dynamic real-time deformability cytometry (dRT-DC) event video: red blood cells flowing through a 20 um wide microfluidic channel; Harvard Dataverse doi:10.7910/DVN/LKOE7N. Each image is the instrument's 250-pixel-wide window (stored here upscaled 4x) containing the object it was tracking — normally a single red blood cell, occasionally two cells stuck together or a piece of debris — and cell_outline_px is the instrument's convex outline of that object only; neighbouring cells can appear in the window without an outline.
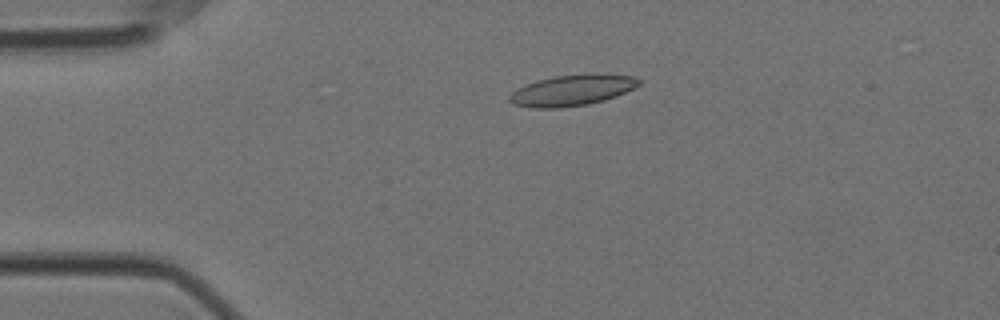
{"species": "Egyptian fruit bat (a non-hibernating species)", "species_latin": "Rousettus aegyptiacus", "temperature_condition": "cold", "stored_images_in_passage": 45, "camera_frame_rate_fps": 3000, "um_per_image_px": 0.085, "animal": {"sex": "female"}, "frame": {"image": 1, "passage_image": 6, "time_ms": 1.667, "image_size_px": [1000, 320], "cell_outline_px": [[640, 84], [616, 96], [604, 100], [588, 104], [560, 108], [532, 108], [512, 104], [508, 100], [508, 96], [516, 88], [524, 84], [556, 76], [632, 76], [640, 80]], "centroid_in_image_um": [48.5, 7.73], "position_along_channel_um": 36.5, "area_um2": 22.43}}
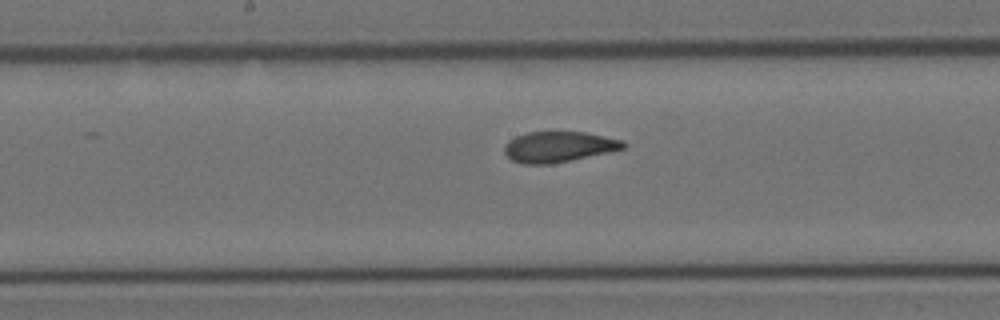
{"frame": {"image": 2, "passage_image": 23, "time_ms": 7.333, "image_size_px": [1000, 320], "cell_outline_px": [[628, 144], [624, 148], [608, 152], [552, 164], [524, 164], [512, 160], [504, 152], [504, 144], [516, 136], [528, 132], [584, 132], [624, 140]], "centroid_in_image_um": [47.49, 12.48], "position_along_channel_um": 200.7, "area_um2": 21.15}}
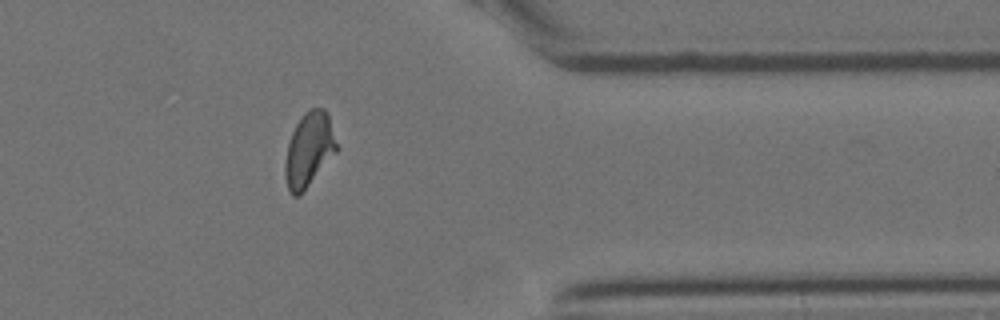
{"frame": {"image": 3, "passage_image": 40, "time_ms": 13.0, "image_size_px": [1000, 320], "cell_outline_px": [[340, 148], [300, 196], [292, 196], [288, 188], [284, 176], [284, 160], [288, 144], [292, 132], [296, 124], [304, 112], [308, 108], [324, 108], [328, 116]], "centroid_in_image_um": [26.26, 12.73], "position_along_channel_um": 385.1, "area_um2": 22.6}, "authors_computed_cell_mechanics": {"area_um2": 22.0218, "velocity_mm_per_s": 3.5141, "shape_relaxation_time_tau1_ms": 7.1622, "shape_relaxation_time_tau2_ms": 1.3688, "deformation_change_tau1": 0.184, "deformation_change_tau2": 0.0593}}